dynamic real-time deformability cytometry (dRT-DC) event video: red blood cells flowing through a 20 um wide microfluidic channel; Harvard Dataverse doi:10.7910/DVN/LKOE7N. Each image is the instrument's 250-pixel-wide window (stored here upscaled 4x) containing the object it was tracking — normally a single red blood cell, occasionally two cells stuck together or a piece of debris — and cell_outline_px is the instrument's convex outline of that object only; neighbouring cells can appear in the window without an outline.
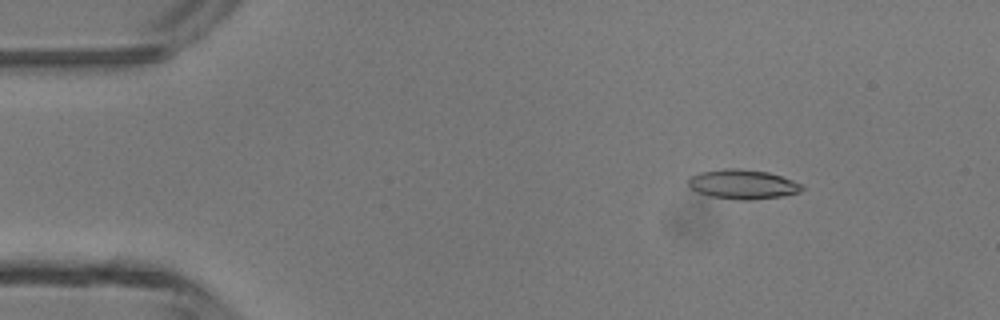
{"species": "common noctule bat (a hibernating species)", "species_latin": "Nyctalus noctula", "temperature_condition": "room temperature", "stored_images_in_passage": 46, "camera_frame_rate_fps": 3000, "um_per_image_px": 0.085, "animal": {"sex": "male", "body_mass_g": 13.3}, "frame": {"image": 1, "passage_image": 5, "time_ms": 1.333, "image_size_px": [1000, 320], "cell_outline_px": [[804, 188], [800, 192], [780, 196], [752, 200], [736, 200], [712, 196], [700, 192], [692, 188], [688, 184], [688, 180], [692, 176], [700, 172], [724, 168], [736, 168], [768, 172], [804, 184]], "centroid_in_image_um": [63.17, 15.66], "position_along_channel_um": 21.8, "area_um2": 19.36}}
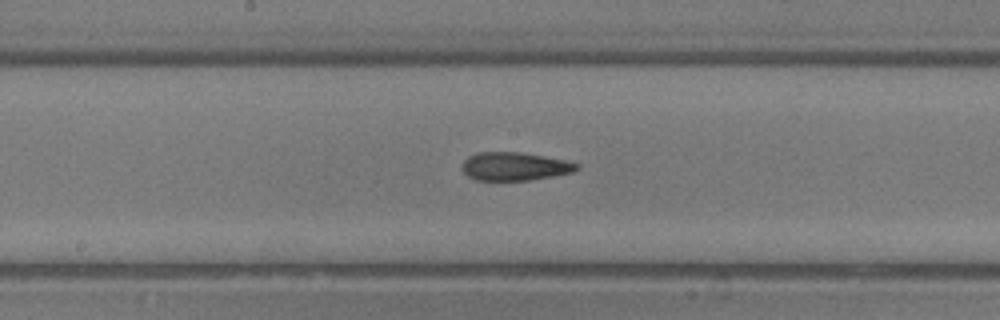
{"frame": {"image": 2, "passage_image": 23, "time_ms": 7.333, "image_size_px": [1000, 320], "cell_outline_px": [[580, 168], [572, 172], [552, 176], [528, 180], [476, 180], [468, 176], [460, 168], [464, 160], [468, 156], [476, 152], [520, 152], [544, 156], [564, 160], [580, 164]], "centroid_in_image_um": [43.72, 14.13], "position_along_channel_um": 204.5, "area_um2": 18.9}}
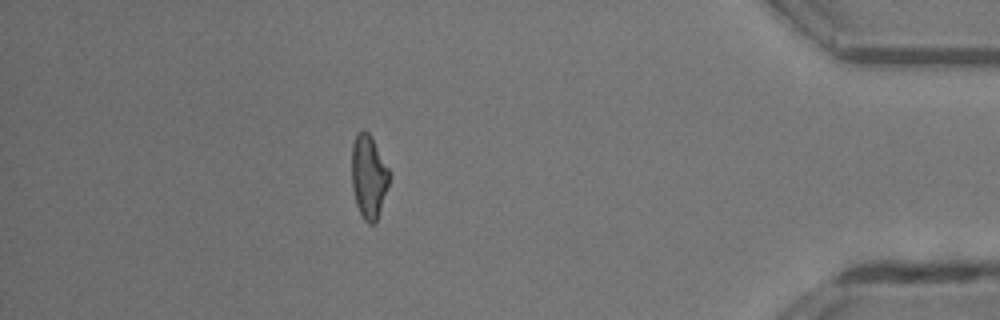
{"frame": {"image": 3, "passage_image": 40, "time_ms": 13.0, "image_size_px": [1000, 320], "cell_outline_px": [[388, 184], [376, 224], [368, 224], [364, 220], [356, 204], [352, 188], [352, 144], [356, 136], [364, 128], [372, 136], [388, 168]], "centroid_in_image_um": [31.32, 15.02], "position_along_channel_um": 403.9, "area_um2": 18.09}, "authors_computed_cell_mechanics": {"area_um2": 18.9584, "velocity_mm_per_s": 4.3723, "shape_relaxation_time_tau1_ms": null, "shape_relaxation_time_tau2_ms": 3.7907, "deformation_change_tau1": null, "deformation_change_tau2": 0.1535}}